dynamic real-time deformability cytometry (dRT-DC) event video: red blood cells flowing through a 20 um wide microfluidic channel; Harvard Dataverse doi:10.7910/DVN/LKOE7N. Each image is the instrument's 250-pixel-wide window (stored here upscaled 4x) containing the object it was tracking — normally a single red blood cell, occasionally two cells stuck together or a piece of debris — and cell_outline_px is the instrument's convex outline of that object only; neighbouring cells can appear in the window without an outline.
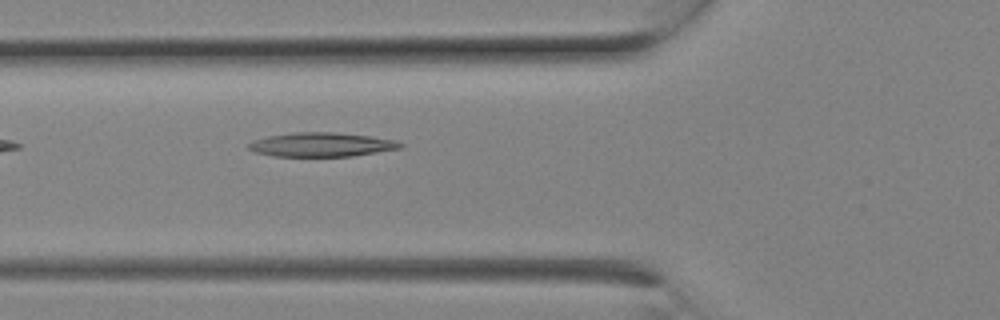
{"species": "Egyptian fruit bat (a non-hibernating species)", "species_latin": "Rousettus aegyptiacus", "temperature_condition": "room temperature", "stored_images_in_passage": 6, "camera_frame_rate_fps": 3000, "um_per_image_px": 0.085, "animal": {"sex": "female"}, "frame": {"image": 1, "passage_image": 6, "time_ms": 1.667, "image_size_px": [1000, 320], "cell_outline_px": [[404, 144], [400, 148], [352, 156], [272, 156], [256, 152], [248, 148], [248, 144], [252, 140], [268, 136], [292, 132], [336, 132], [368, 136], [396, 140]], "centroid_in_image_um": [27.3, 12.28], "position_along_channel_um": 98.5, "area_um2": 21.21}}